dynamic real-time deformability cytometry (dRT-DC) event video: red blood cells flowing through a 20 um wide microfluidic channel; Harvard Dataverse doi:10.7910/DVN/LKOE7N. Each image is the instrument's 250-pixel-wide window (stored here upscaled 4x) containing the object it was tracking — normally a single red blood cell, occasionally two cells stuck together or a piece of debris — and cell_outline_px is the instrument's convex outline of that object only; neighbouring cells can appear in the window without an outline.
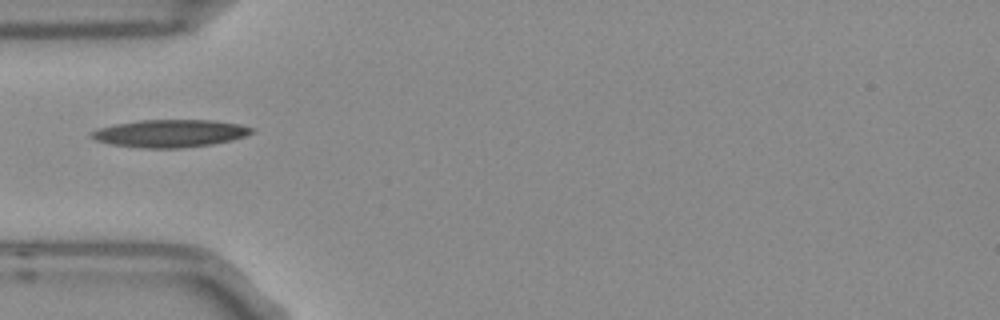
{"species": "Egyptian fruit bat (a non-hibernating species)", "species_latin": "Rousettus aegyptiacus", "temperature_condition": "room temperature", "stored_images_in_passage": 1, "camera_frame_rate_fps": 3000, "um_per_image_px": 0.085, "frame": {"image": 1, "passage_image": 1, "time_ms": 0.0, "image_size_px": [1000, 320], "cell_outline_px": [[256, 132], [232, 140], [212, 144], [180, 148], [144, 148], [112, 144], [96, 140], [88, 136], [88, 132], [96, 128], [116, 124], [140, 120], [212, 120], [240, 124], [256, 128]], "centroid_in_image_um": [14.46, 11.33], "position_along_channel_um": 70.5, "area_um2": 25.95}}